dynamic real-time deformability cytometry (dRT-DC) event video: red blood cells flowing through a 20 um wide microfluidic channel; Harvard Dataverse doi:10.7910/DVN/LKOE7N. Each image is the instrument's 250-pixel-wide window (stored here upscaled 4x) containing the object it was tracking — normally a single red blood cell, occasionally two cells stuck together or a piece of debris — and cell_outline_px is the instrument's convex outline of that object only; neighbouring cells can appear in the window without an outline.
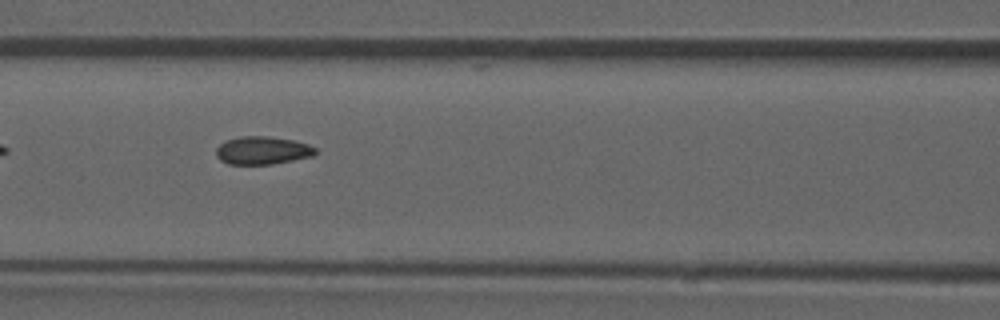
{"species": "common noctule bat (a hibernating species)", "species_latin": "Nyctalus noctula", "temperature_condition": "room temperature", "stored_images_in_passage": 36, "camera_frame_rate_fps": 3000, "um_per_image_px": 0.085, "animal": {"sex": "male", "forearm_length_mm": 52.5}, "frame": {"image": 1, "passage_image": 6, "time_ms": 1.667, "image_size_px": [1000, 320], "cell_outline_px": [[316, 152], [312, 156], [272, 164], [228, 164], [220, 160], [216, 156], [216, 148], [224, 140], [240, 136], [268, 136], [296, 140], [308, 144], [316, 148]], "centroid_in_image_um": [22.28, 12.77], "position_along_channel_um": 144.3, "area_um2": 16.3}}